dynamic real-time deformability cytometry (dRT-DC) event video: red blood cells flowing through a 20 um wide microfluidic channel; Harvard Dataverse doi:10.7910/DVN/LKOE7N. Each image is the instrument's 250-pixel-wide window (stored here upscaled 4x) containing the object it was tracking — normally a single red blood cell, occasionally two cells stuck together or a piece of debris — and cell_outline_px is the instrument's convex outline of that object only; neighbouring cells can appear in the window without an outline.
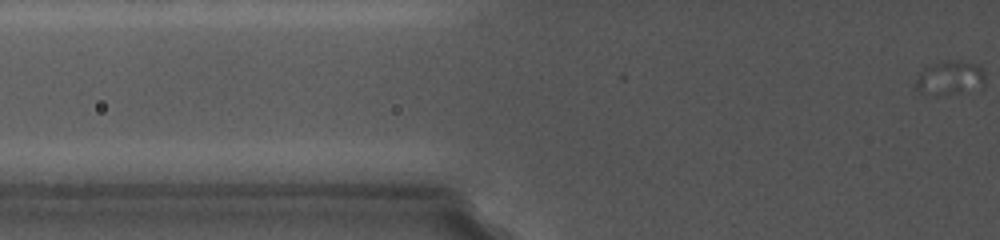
{"species": "common noctule bat (a hibernating species)", "species_latin": "Nyctalus noctula", "temperature_condition": "cold", "stored_images_in_passage": 2, "camera_frame_rate_fps": 5000, "um_per_image_px": 0.085, "animal": {"sex": "female", "body_mass_g": 19.0, "forearm_length_mm": 56.7}, "frame": {"image": 1, "passage_image": 2, "time_ms": 0.6, "image_size_px": [1000, 240], "cell_outline_px": [[984, 84], [920, 92], [916, 88], [916, 80], [920, 72], [936, 64], [952, 60], [960, 60], [976, 64], [984, 72]], "centroid_in_image_um": [80.73, 6.47], "position_along_channel_um": 45.1, "area_um2": 11.5}}